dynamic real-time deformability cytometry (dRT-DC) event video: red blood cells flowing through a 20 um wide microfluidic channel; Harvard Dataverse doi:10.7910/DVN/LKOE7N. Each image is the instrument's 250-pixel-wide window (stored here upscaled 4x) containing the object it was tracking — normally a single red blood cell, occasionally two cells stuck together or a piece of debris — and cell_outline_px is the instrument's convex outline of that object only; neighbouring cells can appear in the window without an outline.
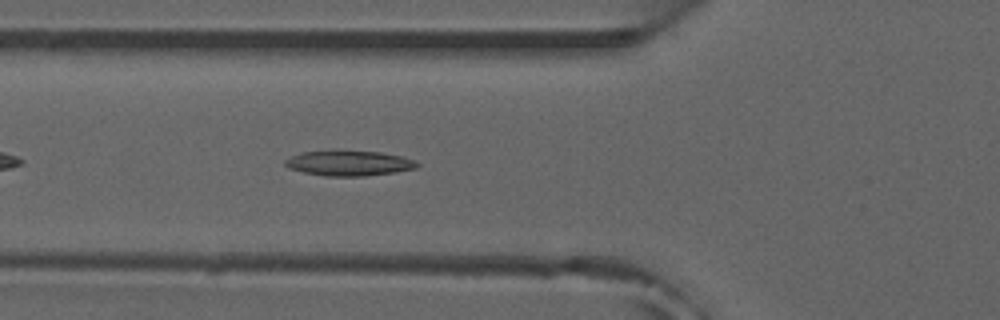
{"species": "common noctule bat (a hibernating species)", "species_latin": "Nyctalus noctula", "temperature_condition": "room temperature", "stored_images_in_passage": 40, "camera_frame_rate_fps": 3000, "um_per_image_px": 0.085, "animal": {"sex": "male", "forearm_length_mm": 52.5}, "frame": {"image": 1, "passage_image": 6, "time_ms": 1.667, "image_size_px": [1000, 320], "cell_outline_px": [[420, 164], [416, 168], [396, 172], [364, 176], [324, 176], [304, 172], [288, 168], [284, 164], [284, 160], [292, 156], [304, 152], [336, 148], [380, 152], [404, 156], [416, 160]], "centroid_in_image_um": [29.68, 13.83], "position_along_channel_um": 96.1, "area_um2": 20.11}}